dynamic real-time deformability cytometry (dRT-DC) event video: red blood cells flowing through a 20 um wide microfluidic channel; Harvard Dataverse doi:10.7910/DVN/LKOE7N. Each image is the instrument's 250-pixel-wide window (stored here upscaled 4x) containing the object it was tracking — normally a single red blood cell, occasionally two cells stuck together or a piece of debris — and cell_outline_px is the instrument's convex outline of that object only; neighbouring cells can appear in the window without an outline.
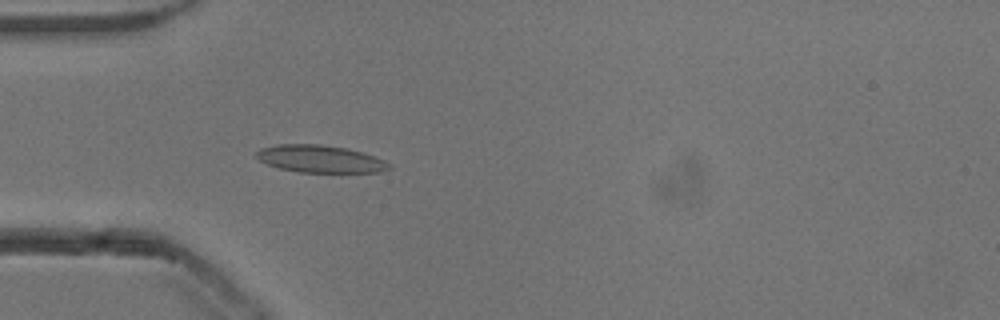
{"species": "common noctule bat (a hibernating species)", "species_latin": "Nyctalus noctula", "temperature_condition": "cold", "stored_images_in_passage": 39, "camera_frame_rate_fps": 3000, "um_per_image_px": 0.085, "animal": {"sex": "male", "body_mass_g": 13.3}, "frame": {"image": 1, "passage_image": 2, "time_ms": 0.333, "image_size_px": [1000, 320], "cell_outline_px": [[392, 168], [380, 172], [300, 172], [280, 168], [268, 164], [260, 160], [256, 156], [256, 152], [260, 148], [276, 144], [320, 144], [344, 148], [360, 152], [384, 160], [392, 164]], "centroid_in_image_um": [27.21, 13.51], "position_along_channel_um": 57.8, "area_um2": 20.98}}
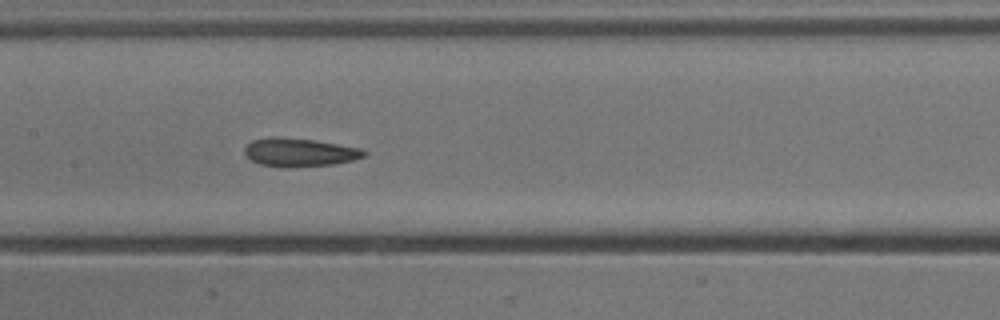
{"frame": {"image": 2, "passage_image": 12, "time_ms": 3.667, "image_size_px": [1000, 320], "cell_outline_px": [[368, 152], [364, 156], [352, 160], [336, 164], [288, 168], [280, 168], [260, 164], [252, 160], [244, 152], [244, 148], [252, 140], [268, 136], [276, 136], [312, 140], [360, 148]], "centroid_in_image_um": [25.42, 12.96], "position_along_channel_um": 182.0, "area_um2": 19.88}}
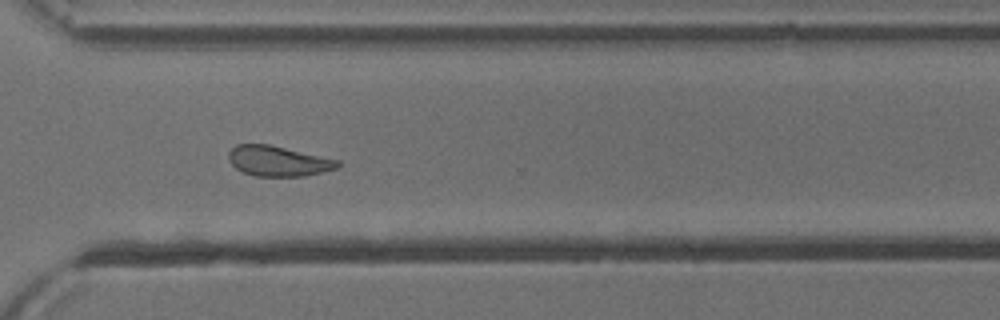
{"frame": {"image": 3, "passage_image": 25, "time_ms": 8.0, "image_size_px": [1000, 320], "cell_outline_px": [[340, 164], [336, 168], [304, 176], [256, 176], [244, 172], [236, 168], [228, 160], [228, 152], [236, 144], [268, 144], [340, 160]], "centroid_in_image_um": [23.62, 13.68], "position_along_channel_um": 347.0, "area_um2": 19.07}, "authors_computed_cell_mechanics": {"area_um2": 20.0566, "velocity_mm_per_s": 3.833, "shape_relaxation_time_tau1_ms": null, "shape_relaxation_time_tau2_ms": 4.1327, "deformation_change_tau1": null, "deformation_change_tau2": 0.096}}